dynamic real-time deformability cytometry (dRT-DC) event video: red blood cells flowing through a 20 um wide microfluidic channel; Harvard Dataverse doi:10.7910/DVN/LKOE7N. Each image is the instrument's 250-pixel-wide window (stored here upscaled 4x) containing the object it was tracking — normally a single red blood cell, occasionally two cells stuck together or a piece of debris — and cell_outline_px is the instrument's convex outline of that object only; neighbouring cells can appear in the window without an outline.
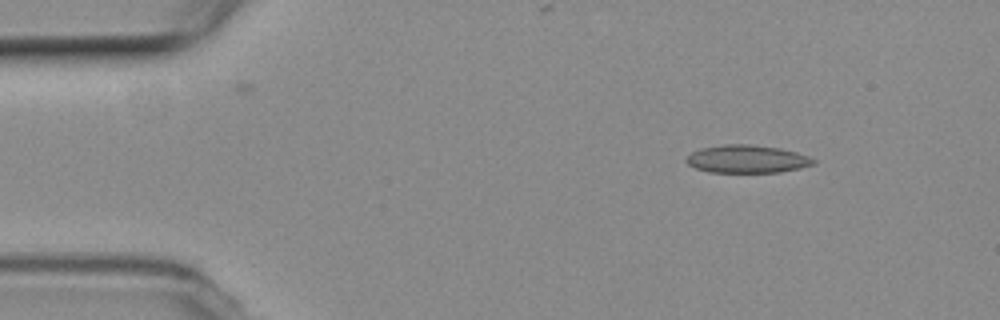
{"species": "common noctule bat (a hibernating species)", "species_latin": "Nyctalus noctula", "temperature_condition": "room temperature", "stored_images_in_passage": 45, "camera_frame_rate_fps": 3000, "um_per_image_px": 0.085, "animal": {"sex": "female", "body_mass_g": 19.3, "forearm_length_mm": 54.1}, "frame": {"image": 1, "passage_image": 2, "time_ms": 0.333, "image_size_px": [1000, 320], "cell_outline_px": [[816, 164], [800, 168], [780, 172], [708, 172], [696, 168], [688, 164], [684, 160], [692, 152], [700, 148], [724, 144], [748, 144], [780, 148], [796, 152], [808, 156], [816, 160]], "centroid_in_image_um": [63.5, 13.51], "position_along_channel_um": 21.5, "area_um2": 20.69}}
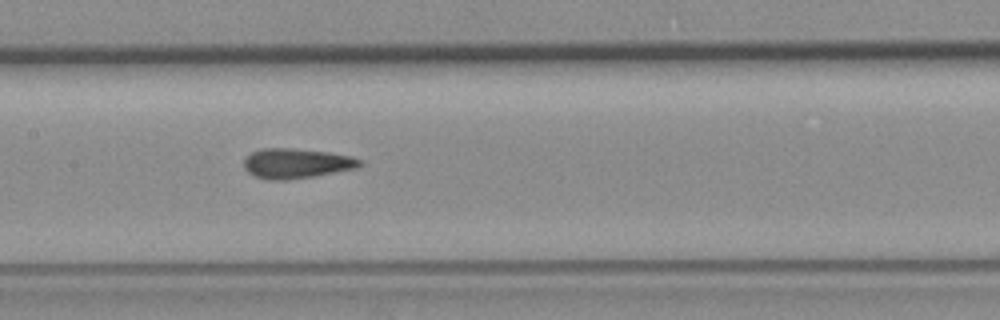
{"frame": {"image": 2, "passage_image": 21, "time_ms": 6.667, "image_size_px": [1000, 320], "cell_outline_px": [[364, 164], [356, 168], [312, 176], [284, 180], [268, 180], [256, 176], [248, 172], [244, 168], [244, 160], [252, 152], [260, 148], [288, 148], [328, 152], [352, 156], [360, 160]], "centroid_in_image_um": [25.18, 13.88], "position_along_channel_um": 182.2, "area_um2": 20.0}}
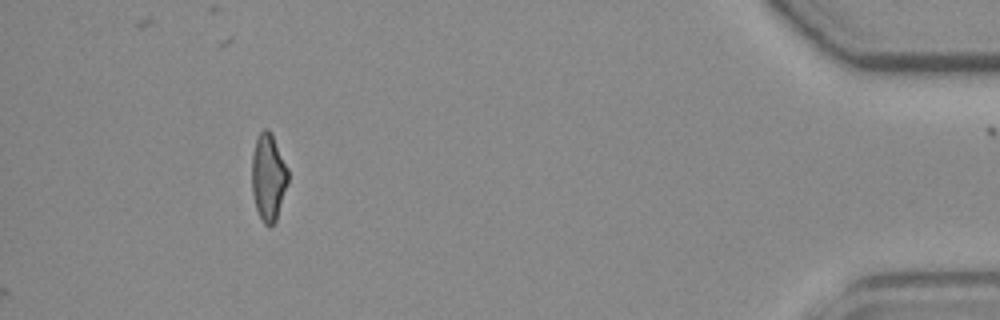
{"frame": {"image": 3, "passage_image": 45, "time_ms": 14.667, "image_size_px": [1000, 320], "cell_outline_px": [[288, 184], [276, 220], [268, 228], [264, 224], [256, 208], [252, 192], [252, 156], [256, 140], [260, 132], [264, 128], [268, 128], [272, 132], [288, 168]], "centroid_in_image_um": [22.82, 15.04], "position_along_channel_um": 412.4, "area_um2": 18.5}, "authors_computed_cell_mechanics": {"area_um2": 19.7676, "velocity_mm_per_s": 3.7325, "shape_relaxation_time_tau1_ms": null, "shape_relaxation_time_tau2_ms": 1.451, "deformation_change_tau1": null, "deformation_change_tau2": 0.0787}}